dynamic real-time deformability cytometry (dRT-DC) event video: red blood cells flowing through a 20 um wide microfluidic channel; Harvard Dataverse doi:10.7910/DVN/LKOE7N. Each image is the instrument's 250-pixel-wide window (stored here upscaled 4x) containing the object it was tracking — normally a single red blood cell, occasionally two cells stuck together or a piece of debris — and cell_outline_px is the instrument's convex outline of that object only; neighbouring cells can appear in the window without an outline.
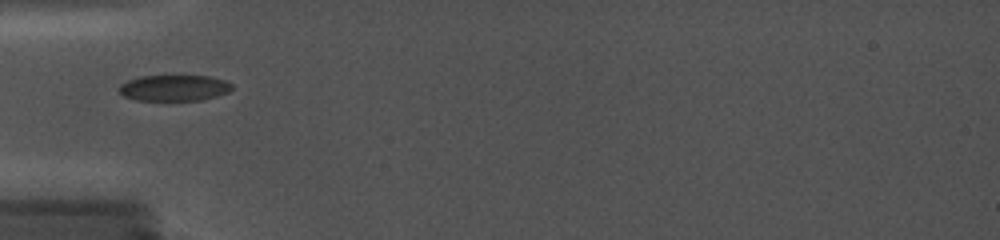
{"species": "common noctule bat (a hibernating species)", "species_latin": "Nyctalus noctula", "temperature_condition": "cold", "stored_images_in_passage": 26, "camera_frame_rate_fps": 5000, "um_per_image_px": 0.085, "animal": {"sex": "female", "body_mass_g": 19.0, "forearm_length_mm": 56.7}, "frame": {"image": 1, "passage_image": 1, "time_ms": 0.0, "image_size_px": [1000, 240], "cell_outline_px": [[232, 88], [228, 92], [216, 96], [200, 100], [136, 100], [124, 96], [120, 92], [120, 84], [128, 80], [140, 76], [212, 76], [228, 80], [232, 84]], "centroid_in_image_um": [14.84, 7.46], "position_along_channel_um": 70.2, "area_um2": 17.11}}
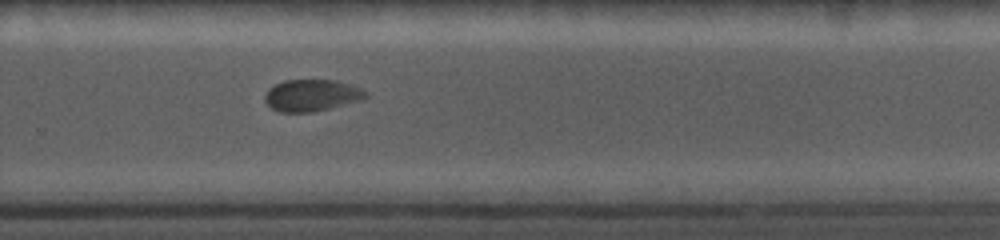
{"frame": {"image": 2, "passage_image": 15, "time_ms": 6.2, "image_size_px": [1000, 240], "cell_outline_px": [[368, 96], [360, 100], [312, 112], [280, 112], [272, 108], [264, 100], [264, 96], [268, 88], [284, 80], [336, 80], [352, 84], [368, 92]], "centroid_in_image_um": [26.49, 8.09], "position_along_channel_um": 303.3, "area_um2": 18.61}}
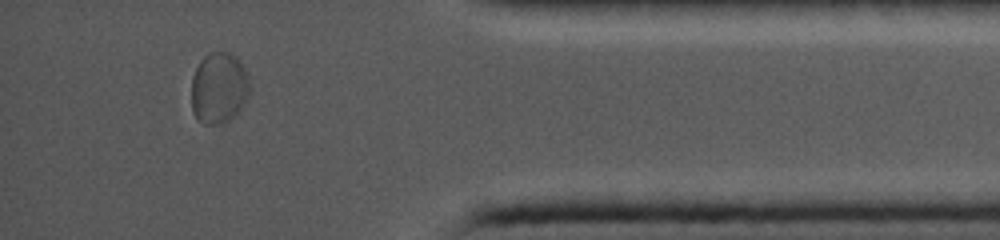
{"frame": {"image": 3, "passage_image": 23, "time_ms": 9.6, "image_size_px": [1000, 240], "cell_outline_px": [[248, 96], [244, 104], [228, 120], [220, 124], [204, 124], [196, 120], [192, 112], [192, 76], [200, 60], [204, 56], [212, 52], [228, 52], [236, 56], [240, 60], [244, 68], [248, 80]], "centroid_in_image_um": [18.57, 7.47], "position_along_channel_um": 416.6, "area_um2": 24.1}}